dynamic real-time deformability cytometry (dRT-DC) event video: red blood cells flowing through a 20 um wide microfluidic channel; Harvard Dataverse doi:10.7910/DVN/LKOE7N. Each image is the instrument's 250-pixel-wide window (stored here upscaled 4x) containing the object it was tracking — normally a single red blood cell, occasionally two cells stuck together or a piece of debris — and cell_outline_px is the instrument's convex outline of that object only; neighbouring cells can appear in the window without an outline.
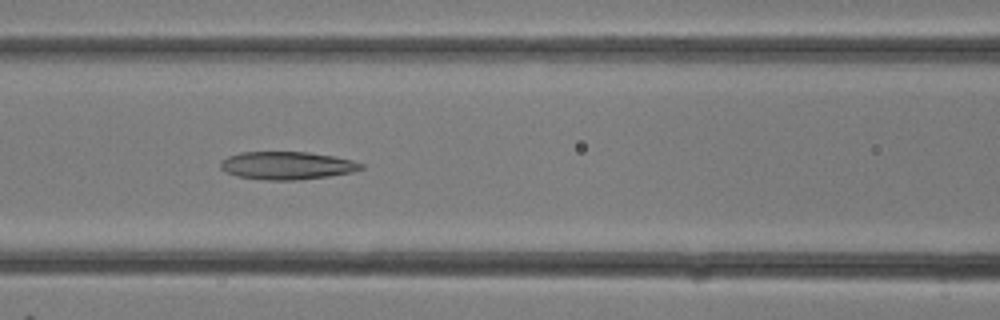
{"species": "common noctule bat (a hibernating species)", "species_latin": "Nyctalus noctula", "temperature_condition": "room temperature", "stored_images_in_passage": 25, "camera_frame_rate_fps": 3000, "um_per_image_px": 0.085, "animal": {"sex": "female"}, "frame": {"image": 1, "passage_image": 8, "time_ms": 2.333, "image_size_px": [1000, 320], "cell_outline_px": [[364, 168], [352, 172], [328, 176], [296, 180], [264, 180], [236, 176], [224, 172], [220, 168], [220, 160], [228, 156], [240, 152], [308, 152], [332, 156], [352, 160], [364, 164]], "centroid_in_image_um": [24.35, 14.07], "position_along_channel_um": 142.3, "area_um2": 22.95}}
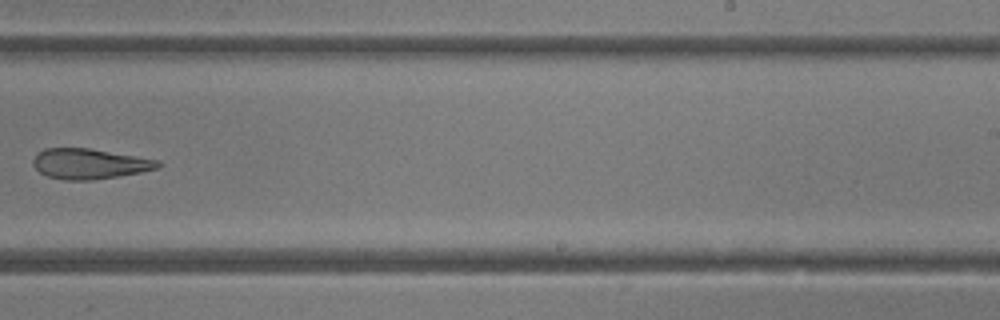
{"frame": {"image": 2, "passage_image": 14, "time_ms": 4.333, "image_size_px": [1000, 320], "cell_outline_px": [[164, 164], [160, 168], [140, 172], [92, 180], [64, 180], [48, 176], [40, 172], [32, 164], [32, 160], [44, 148], [88, 148], [160, 160]], "centroid_in_image_um": [7.64, 13.92], "position_along_channel_um": 281.4, "area_um2": 21.96}}
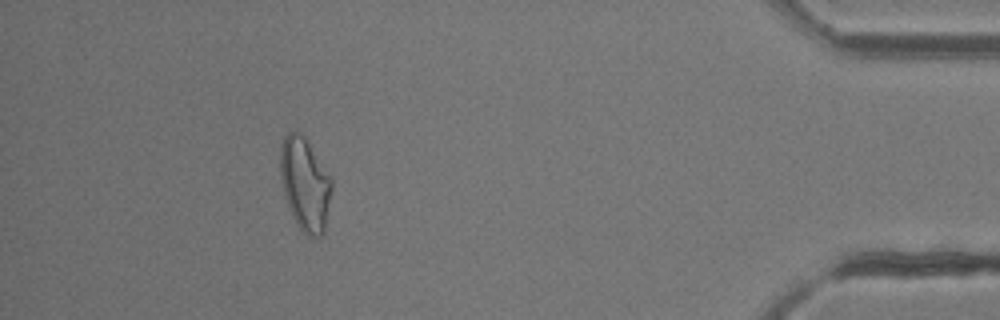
{"frame": {"image": 3, "passage_image": 22, "time_ms": 7.0, "image_size_px": [1000, 320], "cell_outline_px": [[332, 188], [324, 236], [308, 236], [296, 224], [292, 216], [284, 192], [280, 176], [280, 148], [284, 136], [288, 132], [300, 132], [304, 136], [332, 180]], "centroid_in_image_um": [25.92, 15.67], "position_along_channel_um": 409.3, "area_um2": 27.69}}